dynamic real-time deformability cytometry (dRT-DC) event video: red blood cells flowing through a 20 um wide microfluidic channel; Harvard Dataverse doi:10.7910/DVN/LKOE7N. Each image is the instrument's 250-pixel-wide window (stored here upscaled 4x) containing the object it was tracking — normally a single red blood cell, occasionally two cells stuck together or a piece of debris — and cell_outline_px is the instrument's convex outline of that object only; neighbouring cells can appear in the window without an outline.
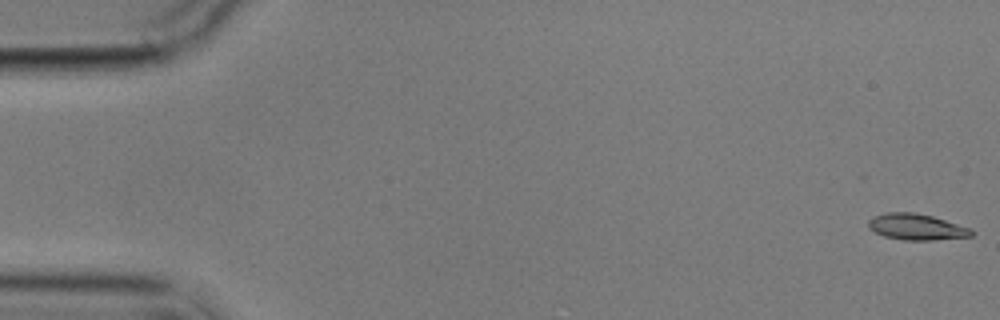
{"species": "common noctule bat (a hibernating species)", "species_latin": "Nyctalus noctula", "temperature_condition": "cold", "stored_images_in_passage": 5, "camera_frame_rate_fps": 3000, "um_per_image_px": 0.085, "animal": {"sex": "male", "body_mass_g": 17.9}, "frame": {"image": 1, "passage_image": 1, "time_ms": 0.0, "image_size_px": [1000, 320], "cell_outline_px": [[976, 232], [972, 236], [932, 240], [904, 240], [884, 236], [868, 228], [868, 220], [872, 216], [888, 212], [912, 212], [932, 216], [972, 228]], "centroid_in_image_um": [77.92, 19.28], "position_along_channel_um": 7.1, "area_um2": 15.78}}
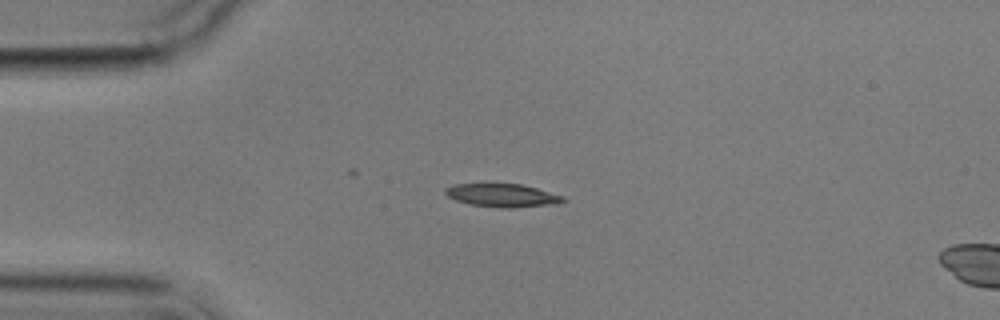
{"frame": {"image": 2, "passage_image": 4, "time_ms": 4.333, "image_size_px": [1000, 320], "cell_outline_px": [[568, 200], [560, 204], [512, 208], [500, 208], [468, 204], [456, 200], [448, 196], [444, 192], [444, 188], [452, 184], [520, 184], [536, 188], [564, 196]], "centroid_in_image_um": [42.73, 16.62], "position_along_channel_um": 42.3, "area_um2": 16.13}}